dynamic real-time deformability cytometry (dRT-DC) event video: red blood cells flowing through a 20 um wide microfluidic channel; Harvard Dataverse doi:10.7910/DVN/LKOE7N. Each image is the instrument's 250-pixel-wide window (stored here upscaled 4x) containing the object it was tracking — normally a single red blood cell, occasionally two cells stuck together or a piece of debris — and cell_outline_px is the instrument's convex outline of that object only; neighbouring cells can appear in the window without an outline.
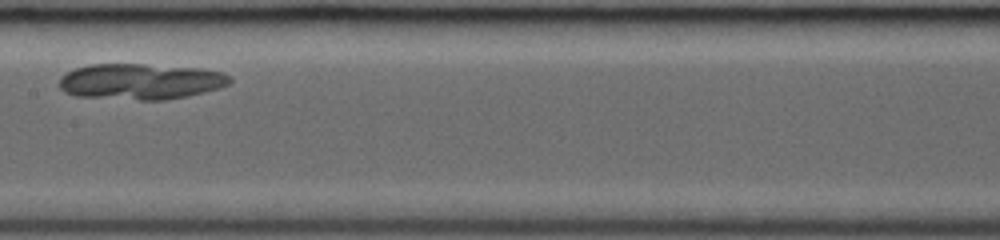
{"species": "common noctule bat (a hibernating species)", "species_latin": "Nyctalus noctula", "temperature_condition": "room temperature", "stored_images_in_passage": 24, "camera_frame_rate_fps": 3000, "um_per_image_px": 0.085, "animal": {"sex": "female", "body_mass_g": 19.0, "forearm_length_mm": 53.3}, "frame": {"image": 1, "passage_image": 10, "time_ms": 3.0, "image_size_px": [1000, 240], "cell_outline_px": [[232, 80], [228, 84], [204, 92], [188, 96], [164, 100], [140, 100], [76, 96], [64, 92], [60, 88], [60, 76], [76, 68], [88, 64], [144, 64], [200, 68], [220, 72], [228, 76]], "centroid_in_image_um": [11.91, 6.93], "position_along_channel_um": 195.5, "area_um2": 35.6}}
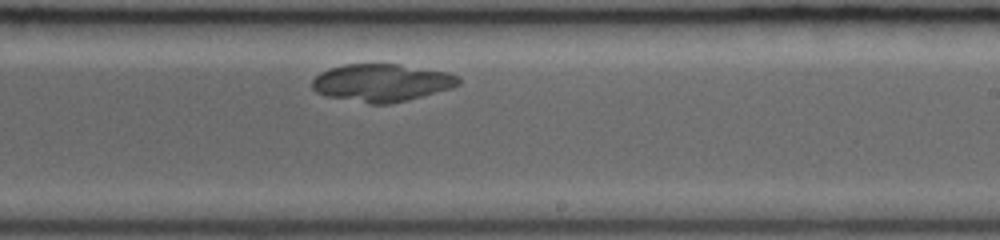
{"frame": {"image": 2, "passage_image": 14, "time_ms": 4.333, "image_size_px": [1000, 240], "cell_outline_px": [[460, 84], [448, 88], [420, 96], [388, 104], [368, 104], [328, 96], [316, 92], [312, 88], [312, 80], [320, 72], [328, 68], [344, 64], [396, 64], [448, 72], [456, 76], [460, 80]], "centroid_in_image_um": [32.37, 7.02], "position_along_channel_um": 256.6, "area_um2": 31.67}}
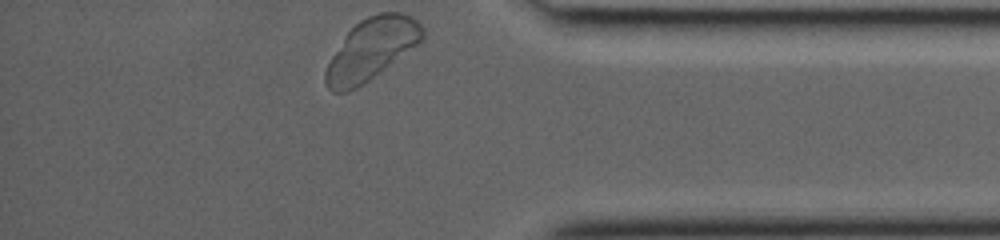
{"frame": {"image": 3, "passage_image": 24, "time_ms": 7.667, "image_size_px": [1000, 240], "cell_outline_px": [[424, 40], [368, 80], [356, 88], [348, 92], [332, 92], [328, 88], [324, 80], [324, 72], [332, 56], [344, 36], [360, 20], [368, 16], [380, 12], [400, 12], [412, 16], [424, 28]], "centroid_in_image_um": [31.57, 4.17], "position_along_channel_um": 403.6, "area_um2": 34.39}}